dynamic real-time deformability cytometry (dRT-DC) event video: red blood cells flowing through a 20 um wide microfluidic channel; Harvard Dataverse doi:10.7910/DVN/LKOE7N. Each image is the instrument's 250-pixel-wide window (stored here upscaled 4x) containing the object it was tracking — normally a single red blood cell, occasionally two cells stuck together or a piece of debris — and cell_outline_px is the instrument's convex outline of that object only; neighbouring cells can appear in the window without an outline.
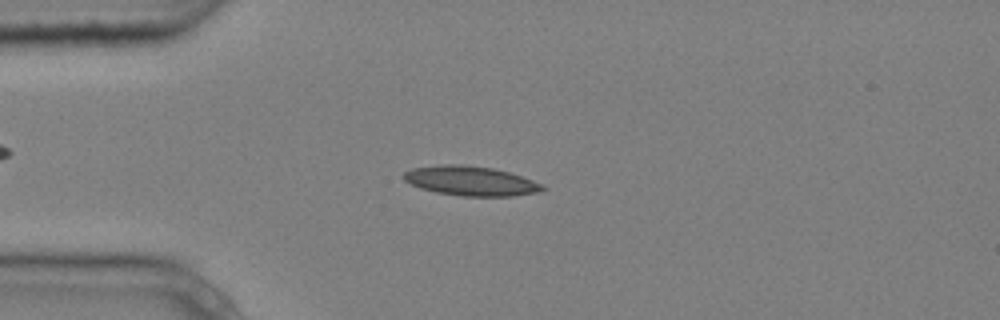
{"species": "common noctule bat (a hibernating species)", "species_latin": "Nyctalus noctula", "temperature_condition": "cold", "stored_images_in_passage": 7, "camera_frame_rate_fps": 3000, "um_per_image_px": 0.085, "animal": {"sex": "male", "body_mass_g": 20.4}, "frame": {"image": 1, "passage_image": 3, "time_ms": 0.667, "image_size_px": [1000, 320], "cell_outline_px": [[548, 188], [540, 192], [512, 196], [460, 196], [436, 192], [420, 188], [404, 180], [404, 172], [412, 168], [444, 164], [464, 164], [492, 168], [508, 172], [544, 184]], "centroid_in_image_um": [40.04, 15.38], "position_along_channel_um": 45.0, "area_um2": 23.93}}
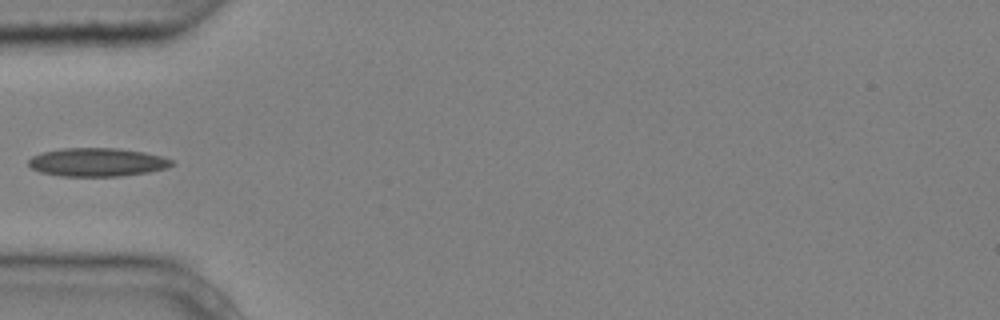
{"frame": {"image": 2, "passage_image": 4, "time_ms": 1.0, "image_size_px": [1000, 320], "cell_outline_px": [[176, 164], [168, 168], [148, 172], [120, 176], [60, 176], [40, 172], [32, 168], [28, 164], [28, 160], [32, 156], [44, 152], [60, 148], [120, 148], [144, 152], [164, 156], [172, 160]], "centroid_in_image_um": [8.3, 13.78], "position_along_channel_um": 76.7, "area_um2": 23.93}}
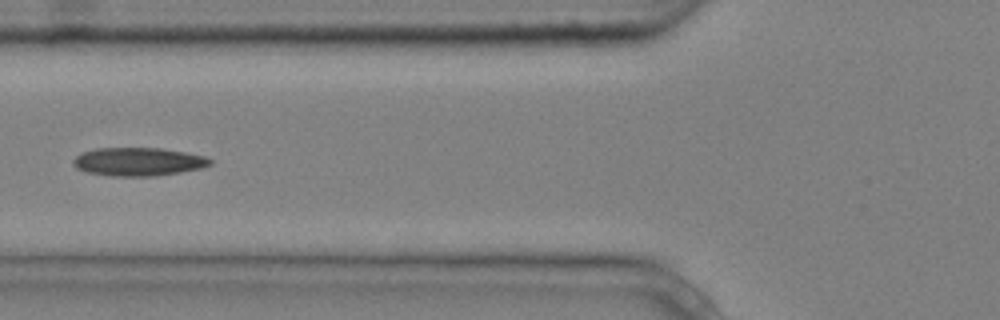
{"frame": {"image": 3, "passage_image": 5, "time_ms": 1.333, "image_size_px": [1000, 320], "cell_outline_px": [[212, 164], [200, 168], [180, 172], [152, 176], [112, 176], [84, 172], [76, 168], [72, 164], [72, 160], [80, 152], [96, 148], [160, 148], [184, 152], [204, 156], [212, 160]], "centroid_in_image_um": [11.69, 13.74], "position_along_channel_um": 114.1, "area_um2": 22.66}}